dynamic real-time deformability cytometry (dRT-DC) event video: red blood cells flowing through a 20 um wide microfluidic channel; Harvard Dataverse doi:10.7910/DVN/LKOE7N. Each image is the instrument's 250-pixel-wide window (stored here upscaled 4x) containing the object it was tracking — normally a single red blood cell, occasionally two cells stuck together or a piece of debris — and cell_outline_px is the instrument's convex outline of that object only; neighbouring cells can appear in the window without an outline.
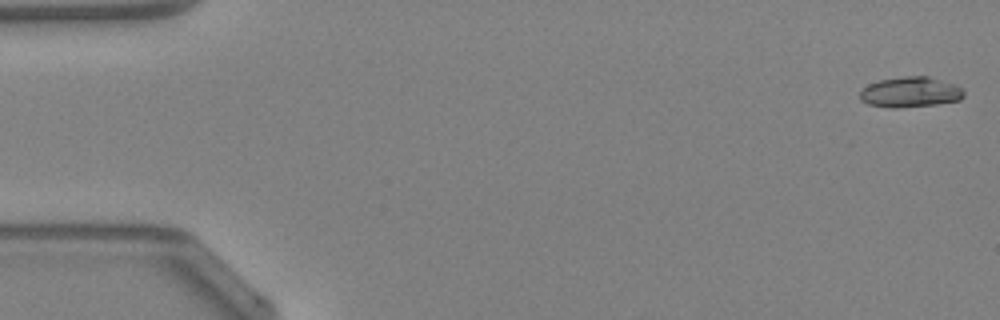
{"species": "Egyptian fruit bat (a non-hibernating species)", "species_latin": "Rousettus aegyptiacus", "temperature_condition": "warm", "stored_images_in_passage": 11, "camera_frame_rate_fps": 3000, "um_per_image_px": 0.085, "animal": {"sex": "female"}, "frame": {"image": 1, "passage_image": 1, "time_ms": 0.0, "image_size_px": [1000, 320], "cell_outline_px": [[964, 96], [960, 100], [936, 104], [896, 108], [892, 108], [868, 104], [860, 100], [860, 88], [868, 84], [880, 80], [904, 76], [928, 76], [956, 84], [964, 92]], "centroid_in_image_um": [77.36, 7.82], "position_along_channel_um": 7.6, "area_um2": 18.5}}